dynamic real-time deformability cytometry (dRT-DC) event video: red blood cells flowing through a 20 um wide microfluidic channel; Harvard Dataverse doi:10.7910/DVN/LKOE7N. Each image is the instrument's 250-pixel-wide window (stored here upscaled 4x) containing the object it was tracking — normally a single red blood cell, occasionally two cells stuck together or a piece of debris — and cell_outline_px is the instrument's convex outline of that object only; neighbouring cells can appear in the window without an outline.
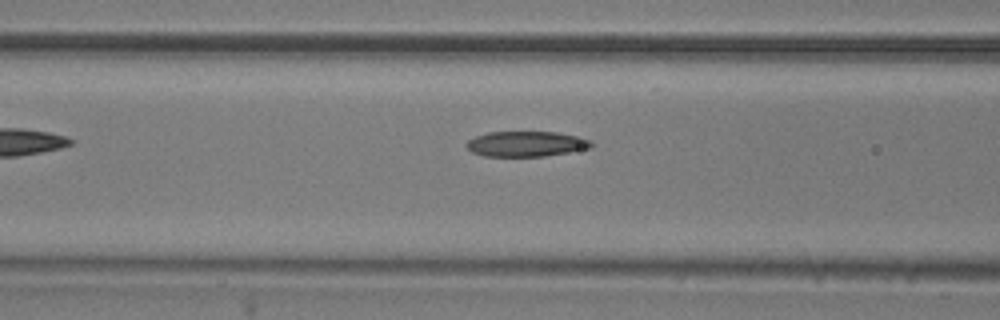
{"species": "common noctule bat (a hibernating species)", "species_latin": "Nyctalus noctula", "temperature_condition": "room temperature", "stored_images_in_passage": 9, "camera_frame_rate_fps": 3000, "um_per_image_px": 0.085, "animal": {"sex": "male", "body_mass_g": 20.5, "forearm_length_mm": 52.5}, "frame": {"image": 1, "passage_image": 7, "time_ms": 2.0, "image_size_px": [1000, 320], "cell_outline_px": [[596, 144], [592, 148], [544, 156], [484, 156], [472, 152], [464, 144], [468, 140], [476, 136], [488, 132], [556, 132], [576, 136], [592, 140]], "centroid_in_image_um": [44.75, 12.23], "position_along_channel_um": 121.8, "area_um2": 18.5}}